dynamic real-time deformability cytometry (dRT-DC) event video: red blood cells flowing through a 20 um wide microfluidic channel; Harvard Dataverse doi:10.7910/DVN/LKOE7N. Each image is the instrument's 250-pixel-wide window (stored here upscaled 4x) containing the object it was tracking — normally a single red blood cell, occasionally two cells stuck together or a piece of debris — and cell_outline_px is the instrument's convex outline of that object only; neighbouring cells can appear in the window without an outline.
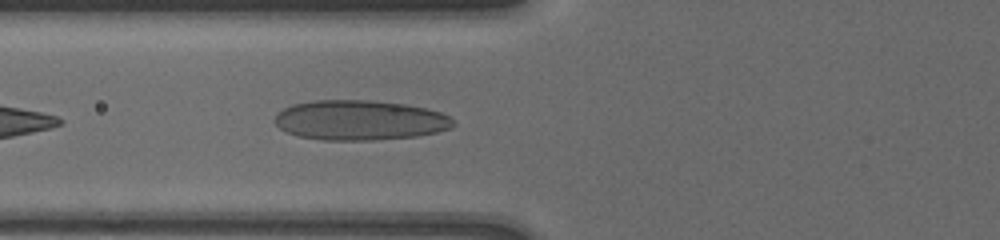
{"species": "human", "species_latin": "Homo sapiens", "temperature_condition": "cold", "stored_images_in_passage": 20, "camera_frame_rate_fps": 3000, "um_per_image_px": 0.085, "donor": {"sex": "male"}, "frame": {"image": 1, "passage_image": 20, "time_ms": 7.667, "image_size_px": [1000, 240], "cell_outline_px": [[456, 124], [452, 128], [436, 132], [416, 136], [372, 140], [324, 140], [296, 136], [280, 128], [276, 124], [276, 116], [284, 108], [292, 104], [312, 100], [368, 100], [404, 104], [424, 108], [440, 112], [448, 116]], "centroid_in_image_um": [30.58, 10.22], "position_along_channel_um": 95.2, "area_um2": 41.38}}